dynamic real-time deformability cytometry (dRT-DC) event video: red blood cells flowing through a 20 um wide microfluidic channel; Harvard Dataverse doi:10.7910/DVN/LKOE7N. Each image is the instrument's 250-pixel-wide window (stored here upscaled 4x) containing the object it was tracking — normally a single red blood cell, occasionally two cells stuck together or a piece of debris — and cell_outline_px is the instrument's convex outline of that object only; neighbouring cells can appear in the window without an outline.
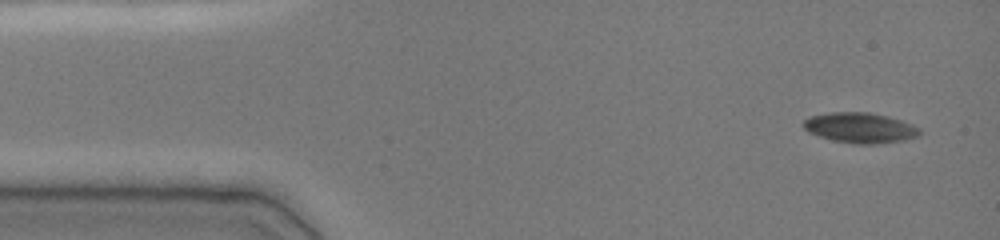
{"species": "common noctule bat (a hibernating species)", "species_latin": "Nyctalus noctula", "temperature_condition": "cold", "stored_images_in_passage": 5, "camera_frame_rate_fps": 3000, "um_per_image_px": 0.085, "animal": {"sex": "female", "body_mass_g": 19.0, "forearm_length_mm": 51.5}, "frame": {"image": 1, "passage_image": 1, "time_ms": 0.0, "image_size_px": [1000, 240], "cell_outline_px": [[920, 136], [904, 140], [872, 144], [856, 144], [832, 140], [808, 132], [804, 128], [804, 120], [808, 116], [828, 112], [868, 112], [888, 116], [912, 124], [920, 128]], "centroid_in_image_um": [73.11, 10.85], "position_along_channel_um": 11.9, "area_um2": 20.58}}
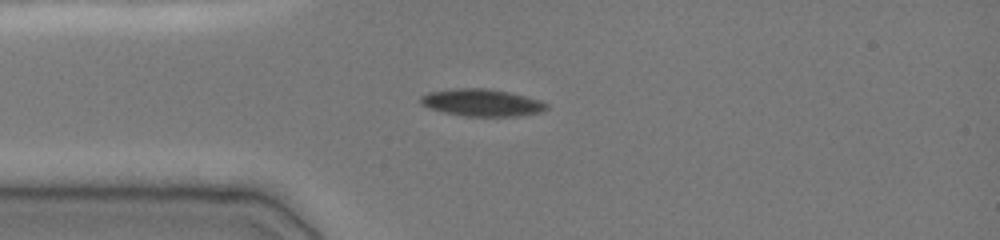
{"frame": {"image": 2, "passage_image": 5, "time_ms": 3.0, "image_size_px": [1000, 240], "cell_outline_px": [[548, 108], [540, 112], [516, 116], [464, 116], [444, 112], [428, 108], [420, 104], [420, 96], [428, 92], [452, 88], [488, 88], [508, 92], [540, 100], [548, 104]], "centroid_in_image_um": [40.91, 8.72], "position_along_channel_um": 44.1, "area_um2": 20.0}}